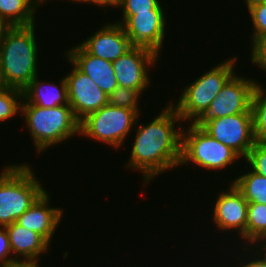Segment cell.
<instances>
[{
    "instance_id": "3",
    "label": "cell",
    "mask_w": 266,
    "mask_h": 267,
    "mask_svg": "<svg viewBox=\"0 0 266 267\" xmlns=\"http://www.w3.org/2000/svg\"><path fill=\"white\" fill-rule=\"evenodd\" d=\"M21 114L25 118L24 124L38 155L79 135L80 122L69 104L42 108L30 104L23 97Z\"/></svg>"
},
{
    "instance_id": "8",
    "label": "cell",
    "mask_w": 266,
    "mask_h": 267,
    "mask_svg": "<svg viewBox=\"0 0 266 267\" xmlns=\"http://www.w3.org/2000/svg\"><path fill=\"white\" fill-rule=\"evenodd\" d=\"M195 123L210 136L234 150L241 160L246 158L256 142L251 112L217 119H198Z\"/></svg>"
},
{
    "instance_id": "35",
    "label": "cell",
    "mask_w": 266,
    "mask_h": 267,
    "mask_svg": "<svg viewBox=\"0 0 266 267\" xmlns=\"http://www.w3.org/2000/svg\"><path fill=\"white\" fill-rule=\"evenodd\" d=\"M36 7H37V9L38 10H40L39 8L41 7V5L43 4V3H45L46 4V2H50L51 0H30ZM59 1H61V0H59ZM65 1V0H64ZM66 1H68V0H66ZM39 7V8H38Z\"/></svg>"
},
{
    "instance_id": "5",
    "label": "cell",
    "mask_w": 266,
    "mask_h": 267,
    "mask_svg": "<svg viewBox=\"0 0 266 267\" xmlns=\"http://www.w3.org/2000/svg\"><path fill=\"white\" fill-rule=\"evenodd\" d=\"M237 61V56H232L215 64L214 67L211 66L209 70L181 89V95L176 103L169 99L185 124L195 123L207 111L212 100L236 73L234 70Z\"/></svg>"
},
{
    "instance_id": "36",
    "label": "cell",
    "mask_w": 266,
    "mask_h": 267,
    "mask_svg": "<svg viewBox=\"0 0 266 267\" xmlns=\"http://www.w3.org/2000/svg\"><path fill=\"white\" fill-rule=\"evenodd\" d=\"M3 87V83H2V80H1V77H0V89Z\"/></svg>"
},
{
    "instance_id": "13",
    "label": "cell",
    "mask_w": 266,
    "mask_h": 267,
    "mask_svg": "<svg viewBox=\"0 0 266 267\" xmlns=\"http://www.w3.org/2000/svg\"><path fill=\"white\" fill-rule=\"evenodd\" d=\"M71 68L64 77L67 82L68 102L80 122L89 114L108 104L107 94L86 74L81 72L67 57Z\"/></svg>"
},
{
    "instance_id": "34",
    "label": "cell",
    "mask_w": 266,
    "mask_h": 267,
    "mask_svg": "<svg viewBox=\"0 0 266 267\" xmlns=\"http://www.w3.org/2000/svg\"><path fill=\"white\" fill-rule=\"evenodd\" d=\"M40 262H17L9 267H41Z\"/></svg>"
},
{
    "instance_id": "9",
    "label": "cell",
    "mask_w": 266,
    "mask_h": 267,
    "mask_svg": "<svg viewBox=\"0 0 266 267\" xmlns=\"http://www.w3.org/2000/svg\"><path fill=\"white\" fill-rule=\"evenodd\" d=\"M227 189V190H226ZM219 191L211 211L212 223L219 232H227V235L237 233L238 241L246 246V221L248 202L242 192L230 182L228 188ZM233 232V233H229Z\"/></svg>"
},
{
    "instance_id": "7",
    "label": "cell",
    "mask_w": 266,
    "mask_h": 267,
    "mask_svg": "<svg viewBox=\"0 0 266 267\" xmlns=\"http://www.w3.org/2000/svg\"><path fill=\"white\" fill-rule=\"evenodd\" d=\"M142 115L138 112L109 104L89 114L79 123V136L105 143L117 150L125 144L130 132H133L137 120ZM140 117V118H139Z\"/></svg>"
},
{
    "instance_id": "31",
    "label": "cell",
    "mask_w": 266,
    "mask_h": 267,
    "mask_svg": "<svg viewBox=\"0 0 266 267\" xmlns=\"http://www.w3.org/2000/svg\"><path fill=\"white\" fill-rule=\"evenodd\" d=\"M70 1L72 4L74 3V5H75V3L76 4L79 3V5L88 3L91 5L93 4L97 7H100L101 9L104 8V10H105L108 7L109 8L113 7L115 9L118 8V6L120 5L122 0H70Z\"/></svg>"
},
{
    "instance_id": "20",
    "label": "cell",
    "mask_w": 266,
    "mask_h": 267,
    "mask_svg": "<svg viewBox=\"0 0 266 267\" xmlns=\"http://www.w3.org/2000/svg\"><path fill=\"white\" fill-rule=\"evenodd\" d=\"M247 170V172H242L243 174L229 182H233L248 203L254 202L266 205V177L259 175L250 168Z\"/></svg>"
},
{
    "instance_id": "23",
    "label": "cell",
    "mask_w": 266,
    "mask_h": 267,
    "mask_svg": "<svg viewBox=\"0 0 266 267\" xmlns=\"http://www.w3.org/2000/svg\"><path fill=\"white\" fill-rule=\"evenodd\" d=\"M252 26L251 47L266 36V0H248L245 2Z\"/></svg>"
},
{
    "instance_id": "27",
    "label": "cell",
    "mask_w": 266,
    "mask_h": 267,
    "mask_svg": "<svg viewBox=\"0 0 266 267\" xmlns=\"http://www.w3.org/2000/svg\"><path fill=\"white\" fill-rule=\"evenodd\" d=\"M121 15H135L149 11H166L160 0H122L118 10Z\"/></svg>"
},
{
    "instance_id": "26",
    "label": "cell",
    "mask_w": 266,
    "mask_h": 267,
    "mask_svg": "<svg viewBox=\"0 0 266 267\" xmlns=\"http://www.w3.org/2000/svg\"><path fill=\"white\" fill-rule=\"evenodd\" d=\"M242 161L252 171L266 177V141H256Z\"/></svg>"
},
{
    "instance_id": "1",
    "label": "cell",
    "mask_w": 266,
    "mask_h": 267,
    "mask_svg": "<svg viewBox=\"0 0 266 267\" xmlns=\"http://www.w3.org/2000/svg\"><path fill=\"white\" fill-rule=\"evenodd\" d=\"M166 105L151 122L138 124L137 120L129 161L124 165L141 172L145 189L161 173L180 167L184 125L170 102Z\"/></svg>"
},
{
    "instance_id": "24",
    "label": "cell",
    "mask_w": 266,
    "mask_h": 267,
    "mask_svg": "<svg viewBox=\"0 0 266 267\" xmlns=\"http://www.w3.org/2000/svg\"><path fill=\"white\" fill-rule=\"evenodd\" d=\"M23 91L16 88L2 87L0 89V122L11 120L21 113Z\"/></svg>"
},
{
    "instance_id": "2",
    "label": "cell",
    "mask_w": 266,
    "mask_h": 267,
    "mask_svg": "<svg viewBox=\"0 0 266 267\" xmlns=\"http://www.w3.org/2000/svg\"><path fill=\"white\" fill-rule=\"evenodd\" d=\"M36 25L38 24L11 26L5 33L0 45V77L3 87L23 91L40 74Z\"/></svg>"
},
{
    "instance_id": "30",
    "label": "cell",
    "mask_w": 266,
    "mask_h": 267,
    "mask_svg": "<svg viewBox=\"0 0 266 267\" xmlns=\"http://www.w3.org/2000/svg\"><path fill=\"white\" fill-rule=\"evenodd\" d=\"M251 48L250 61L258 69L266 72V36L260 38Z\"/></svg>"
},
{
    "instance_id": "25",
    "label": "cell",
    "mask_w": 266,
    "mask_h": 267,
    "mask_svg": "<svg viewBox=\"0 0 266 267\" xmlns=\"http://www.w3.org/2000/svg\"><path fill=\"white\" fill-rule=\"evenodd\" d=\"M142 94L140 90L118 86L107 96L108 104L114 107L131 109L142 114V109L139 107Z\"/></svg>"
},
{
    "instance_id": "17",
    "label": "cell",
    "mask_w": 266,
    "mask_h": 267,
    "mask_svg": "<svg viewBox=\"0 0 266 267\" xmlns=\"http://www.w3.org/2000/svg\"><path fill=\"white\" fill-rule=\"evenodd\" d=\"M5 228L9 236L13 258L17 262H39L42 254L48 255L47 252L52 249L40 234L16 222Z\"/></svg>"
},
{
    "instance_id": "6",
    "label": "cell",
    "mask_w": 266,
    "mask_h": 267,
    "mask_svg": "<svg viewBox=\"0 0 266 267\" xmlns=\"http://www.w3.org/2000/svg\"><path fill=\"white\" fill-rule=\"evenodd\" d=\"M182 129L181 161L179 166L195 165L207 171L222 172L235 162L240 156L231 148L219 142L196 123ZM191 162V163H190Z\"/></svg>"
},
{
    "instance_id": "33",
    "label": "cell",
    "mask_w": 266,
    "mask_h": 267,
    "mask_svg": "<svg viewBox=\"0 0 266 267\" xmlns=\"http://www.w3.org/2000/svg\"><path fill=\"white\" fill-rule=\"evenodd\" d=\"M266 258V237L261 238L255 245H254Z\"/></svg>"
},
{
    "instance_id": "28",
    "label": "cell",
    "mask_w": 266,
    "mask_h": 267,
    "mask_svg": "<svg viewBox=\"0 0 266 267\" xmlns=\"http://www.w3.org/2000/svg\"><path fill=\"white\" fill-rule=\"evenodd\" d=\"M240 251H243L242 254H238V257L236 256V264L238 266L234 267H266V258L265 256L253 245H246V246H240ZM244 247V248H242ZM253 251V252H252ZM250 252V253H249ZM249 255V256H248ZM245 256V258H244ZM242 258V259H241ZM240 260V261H239ZM244 260V261H242ZM247 260V261H246Z\"/></svg>"
},
{
    "instance_id": "18",
    "label": "cell",
    "mask_w": 266,
    "mask_h": 267,
    "mask_svg": "<svg viewBox=\"0 0 266 267\" xmlns=\"http://www.w3.org/2000/svg\"><path fill=\"white\" fill-rule=\"evenodd\" d=\"M37 75L23 90V97L32 105L51 108L69 104L67 82L64 76L58 82L39 80Z\"/></svg>"
},
{
    "instance_id": "29",
    "label": "cell",
    "mask_w": 266,
    "mask_h": 267,
    "mask_svg": "<svg viewBox=\"0 0 266 267\" xmlns=\"http://www.w3.org/2000/svg\"><path fill=\"white\" fill-rule=\"evenodd\" d=\"M12 256L7 230L5 227H0V266L9 267L17 263Z\"/></svg>"
},
{
    "instance_id": "16",
    "label": "cell",
    "mask_w": 266,
    "mask_h": 267,
    "mask_svg": "<svg viewBox=\"0 0 266 267\" xmlns=\"http://www.w3.org/2000/svg\"><path fill=\"white\" fill-rule=\"evenodd\" d=\"M64 55L84 74L88 75L107 95L117 88L112 62L87 53L79 44L64 51Z\"/></svg>"
},
{
    "instance_id": "32",
    "label": "cell",
    "mask_w": 266,
    "mask_h": 267,
    "mask_svg": "<svg viewBox=\"0 0 266 267\" xmlns=\"http://www.w3.org/2000/svg\"><path fill=\"white\" fill-rule=\"evenodd\" d=\"M11 26L2 18H0V45L4 39V35Z\"/></svg>"
},
{
    "instance_id": "11",
    "label": "cell",
    "mask_w": 266,
    "mask_h": 267,
    "mask_svg": "<svg viewBox=\"0 0 266 267\" xmlns=\"http://www.w3.org/2000/svg\"><path fill=\"white\" fill-rule=\"evenodd\" d=\"M160 60L155 52L144 47L133 46L124 55L112 62L115 77L120 87L140 90L142 93L150 88L149 74Z\"/></svg>"
},
{
    "instance_id": "15",
    "label": "cell",
    "mask_w": 266,
    "mask_h": 267,
    "mask_svg": "<svg viewBox=\"0 0 266 267\" xmlns=\"http://www.w3.org/2000/svg\"><path fill=\"white\" fill-rule=\"evenodd\" d=\"M51 194L46 190L37 201L28 208L16 223L40 234L50 245L52 237L62 220L64 209L50 207Z\"/></svg>"
},
{
    "instance_id": "4",
    "label": "cell",
    "mask_w": 266,
    "mask_h": 267,
    "mask_svg": "<svg viewBox=\"0 0 266 267\" xmlns=\"http://www.w3.org/2000/svg\"><path fill=\"white\" fill-rule=\"evenodd\" d=\"M31 164L13 163L0 172V227L16 222L46 191Z\"/></svg>"
},
{
    "instance_id": "21",
    "label": "cell",
    "mask_w": 266,
    "mask_h": 267,
    "mask_svg": "<svg viewBox=\"0 0 266 267\" xmlns=\"http://www.w3.org/2000/svg\"><path fill=\"white\" fill-rule=\"evenodd\" d=\"M257 83L251 100V113L255 141H266V89Z\"/></svg>"
},
{
    "instance_id": "19",
    "label": "cell",
    "mask_w": 266,
    "mask_h": 267,
    "mask_svg": "<svg viewBox=\"0 0 266 267\" xmlns=\"http://www.w3.org/2000/svg\"><path fill=\"white\" fill-rule=\"evenodd\" d=\"M37 7L30 0H0V18L10 26L35 24Z\"/></svg>"
},
{
    "instance_id": "12",
    "label": "cell",
    "mask_w": 266,
    "mask_h": 267,
    "mask_svg": "<svg viewBox=\"0 0 266 267\" xmlns=\"http://www.w3.org/2000/svg\"><path fill=\"white\" fill-rule=\"evenodd\" d=\"M257 81L235 73L212 100L199 119H217L251 112V100Z\"/></svg>"
},
{
    "instance_id": "22",
    "label": "cell",
    "mask_w": 266,
    "mask_h": 267,
    "mask_svg": "<svg viewBox=\"0 0 266 267\" xmlns=\"http://www.w3.org/2000/svg\"><path fill=\"white\" fill-rule=\"evenodd\" d=\"M266 237V205L248 203L246 221V245H255Z\"/></svg>"
},
{
    "instance_id": "14",
    "label": "cell",
    "mask_w": 266,
    "mask_h": 267,
    "mask_svg": "<svg viewBox=\"0 0 266 267\" xmlns=\"http://www.w3.org/2000/svg\"><path fill=\"white\" fill-rule=\"evenodd\" d=\"M87 53L113 62L133 46L121 24L110 21L78 43Z\"/></svg>"
},
{
    "instance_id": "10",
    "label": "cell",
    "mask_w": 266,
    "mask_h": 267,
    "mask_svg": "<svg viewBox=\"0 0 266 267\" xmlns=\"http://www.w3.org/2000/svg\"><path fill=\"white\" fill-rule=\"evenodd\" d=\"M166 17L165 11H149L122 15L116 23L123 26L132 46L150 49L161 56L160 52L167 35Z\"/></svg>"
}]
</instances>
